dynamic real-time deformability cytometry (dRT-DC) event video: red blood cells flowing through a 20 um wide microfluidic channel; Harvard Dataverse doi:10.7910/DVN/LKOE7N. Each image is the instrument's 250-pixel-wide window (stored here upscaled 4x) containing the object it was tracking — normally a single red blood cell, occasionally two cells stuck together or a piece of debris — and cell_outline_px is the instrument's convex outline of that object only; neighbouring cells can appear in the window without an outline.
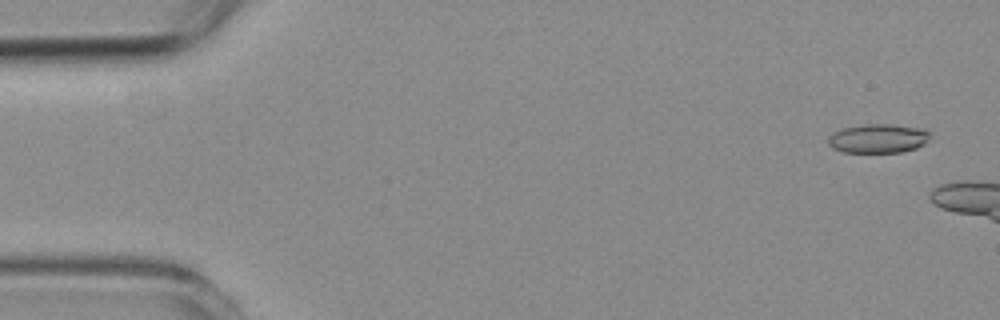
{"species": "common noctule bat (a hibernating species)", "species_latin": "Nyctalus noctula", "temperature_condition": "room temperature", "stored_images_in_passage": 19, "camera_frame_rate_fps": 3000, "um_per_image_px": 0.085, "animal": {"sex": "female", "body_mass_g": 19.3, "forearm_length_mm": 54.1}, "frame": {"image": 1, "passage_image": 3, "time_ms": 0.667, "image_size_px": [1000, 320], "cell_outline_px": [[928, 140], [924, 144], [916, 148], [904, 152], [844, 152], [832, 148], [828, 144], [828, 136], [832, 132], [844, 128], [864, 124], [892, 124], [924, 128], [928, 132]], "centroid_in_image_um": [74.63, 11.76], "position_along_channel_um": 10.4, "area_um2": 17.34}}
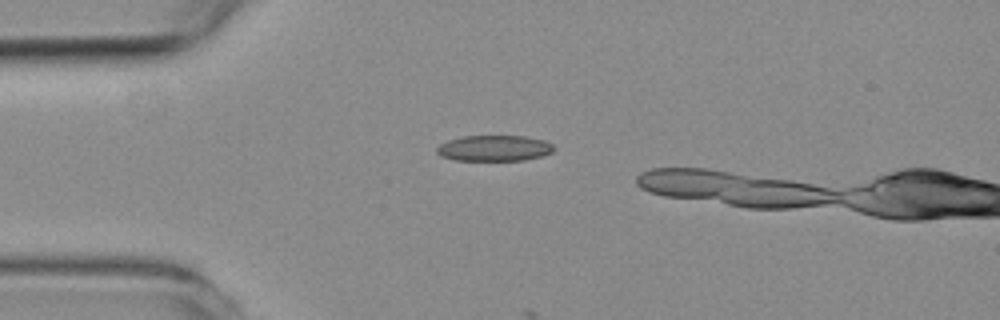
{"frame": {"image": 2, "passage_image": 14, "time_ms": 4.333, "image_size_px": [1000, 320], "cell_outline_px": [[556, 148], [552, 152], [540, 156], [524, 160], [456, 160], [440, 156], [436, 152], [436, 148], [440, 144], [448, 140], [464, 136], [524, 136], [544, 140], [552, 144]], "centroid_in_image_um": [42.0, 12.59], "position_along_channel_um": 43.0, "area_um2": 17.57}}